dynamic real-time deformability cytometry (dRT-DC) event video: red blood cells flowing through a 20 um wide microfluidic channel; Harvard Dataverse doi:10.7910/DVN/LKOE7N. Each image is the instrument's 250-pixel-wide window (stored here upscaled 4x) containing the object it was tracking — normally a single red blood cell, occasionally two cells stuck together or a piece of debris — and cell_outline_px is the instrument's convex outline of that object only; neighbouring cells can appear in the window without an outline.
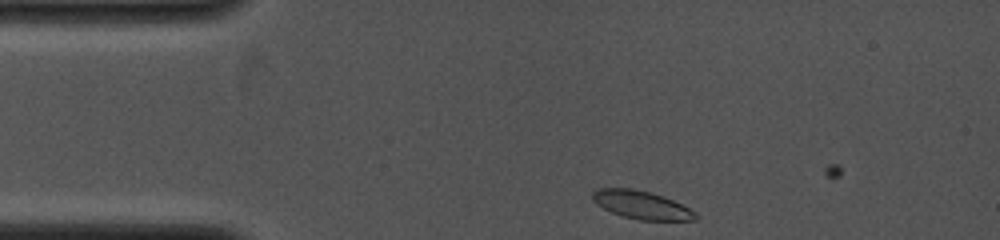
{"species": "common noctule bat (a hibernating species)", "species_latin": "Nyctalus noctula", "temperature_condition": "cold", "stored_images_in_passage": 10, "camera_frame_rate_fps": 4000, "um_per_image_px": 0.085, "animal": {"sex": "female", "body_mass_g": 19.0, "forearm_length_mm": 53.3}, "frame": {"image": 1, "passage_image": 1, "time_ms": 0.0, "image_size_px": [1000, 240], "cell_outline_px": [[700, 216], [696, 220], [640, 220], [624, 216], [612, 212], [596, 204], [592, 200], [592, 192], [596, 188], [632, 188], [648, 192], [672, 200], [696, 212]], "centroid_in_image_um": [54.51, 17.42], "position_along_channel_um": 30.5, "area_um2": 16.7}}